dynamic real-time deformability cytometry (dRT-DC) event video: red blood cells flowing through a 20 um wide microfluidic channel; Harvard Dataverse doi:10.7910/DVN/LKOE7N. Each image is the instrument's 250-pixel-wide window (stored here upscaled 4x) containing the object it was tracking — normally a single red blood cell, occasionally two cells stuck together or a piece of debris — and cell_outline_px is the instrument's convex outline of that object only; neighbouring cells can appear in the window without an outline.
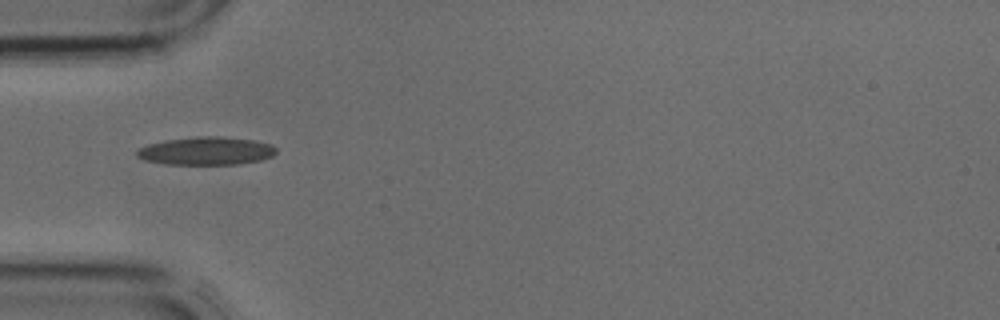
{"species": "common noctule bat (a hibernating species)", "species_latin": "Nyctalus noctula", "temperature_condition": "cold", "stored_images_in_passage": 25, "camera_frame_rate_fps": 3000, "um_per_image_px": 0.085, "animal": {"sex": "male", "body_mass_g": 17.9, "forearm_length_mm": 54.2}, "frame": {"image": 1, "passage_image": 1, "time_ms": 0.0, "image_size_px": [1000, 320], "cell_outline_px": [[276, 152], [272, 156], [260, 160], [240, 164], [164, 164], [144, 160], [136, 156], [136, 152], [140, 148], [148, 144], [168, 140], [196, 136], [220, 136], [252, 140], [272, 144], [276, 148]], "centroid_in_image_um": [17.53, 12.83], "position_along_channel_um": 67.5, "area_um2": 22.72}}
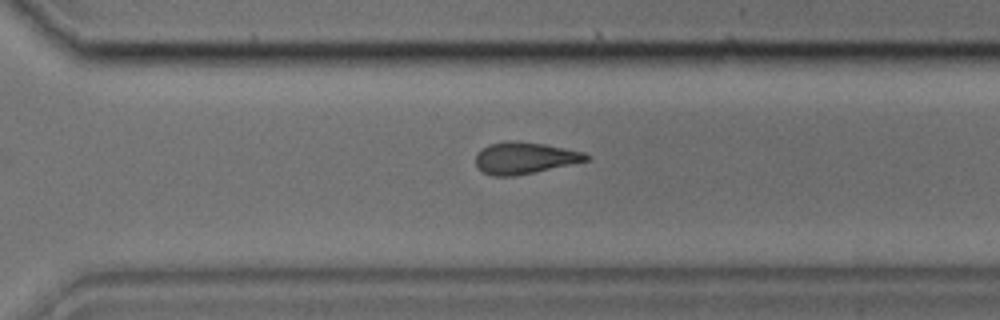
{"frame": {"image": 2, "passage_image": 17, "time_ms": 5.333, "image_size_px": [1000, 320], "cell_outline_px": [[588, 160], [532, 172], [512, 176], [492, 176], [476, 168], [476, 152], [488, 144], [516, 140], [544, 144], [584, 152], [588, 156]], "centroid_in_image_um": [44.52, 13.42], "position_along_channel_um": 326.1, "area_um2": 20.11}}
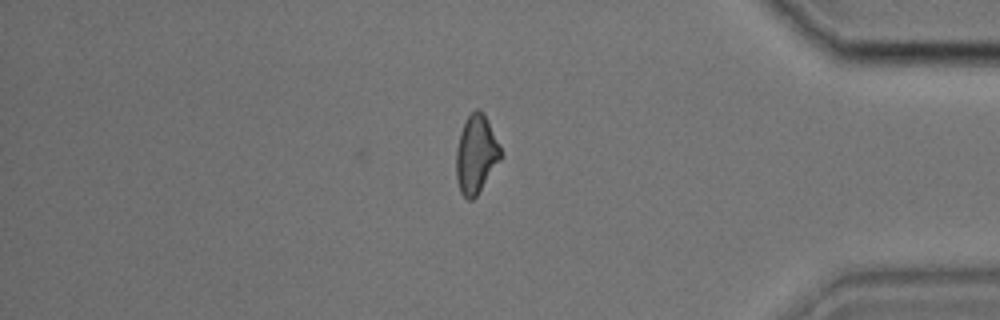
{"frame": {"image": 3, "passage_image": 23, "time_ms": 7.333, "image_size_px": [1000, 320], "cell_outline_px": [[504, 156], [476, 196], [472, 200], [468, 200], [460, 192], [456, 180], [456, 152], [460, 132], [468, 116], [476, 108], [484, 112]], "centroid_in_image_um": [40.47, 13.13], "position_along_channel_um": 394.7, "area_um2": 20.35}}